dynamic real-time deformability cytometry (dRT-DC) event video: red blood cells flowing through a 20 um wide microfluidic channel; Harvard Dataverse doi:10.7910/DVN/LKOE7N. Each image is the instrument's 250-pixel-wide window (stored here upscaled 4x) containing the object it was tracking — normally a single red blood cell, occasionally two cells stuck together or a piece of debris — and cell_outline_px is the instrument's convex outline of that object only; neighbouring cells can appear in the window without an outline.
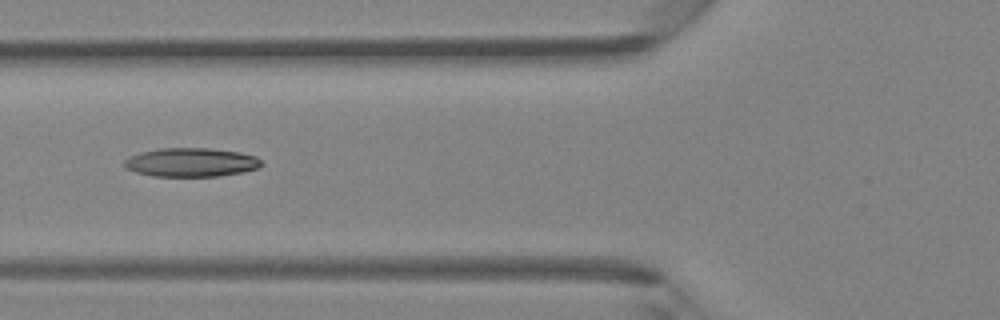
{"species": "Egyptian fruit bat (a non-hibernating species)", "species_latin": "Rousettus aegyptiacus", "temperature_condition": "room temperature", "stored_images_in_passage": 5, "camera_frame_rate_fps": 3000, "um_per_image_px": 0.085, "animal": {"sex": "female"}, "frame": {"image": 1, "passage_image": 5, "time_ms": 4.333, "image_size_px": [1000, 320], "cell_outline_px": [[264, 164], [256, 168], [244, 172], [220, 176], [152, 176], [136, 172], [128, 168], [124, 164], [124, 160], [140, 152], [160, 148], [208, 148], [240, 152], [256, 156]], "centroid_in_image_um": [16.28, 13.8], "position_along_channel_um": 109.5, "area_um2": 22.95}}